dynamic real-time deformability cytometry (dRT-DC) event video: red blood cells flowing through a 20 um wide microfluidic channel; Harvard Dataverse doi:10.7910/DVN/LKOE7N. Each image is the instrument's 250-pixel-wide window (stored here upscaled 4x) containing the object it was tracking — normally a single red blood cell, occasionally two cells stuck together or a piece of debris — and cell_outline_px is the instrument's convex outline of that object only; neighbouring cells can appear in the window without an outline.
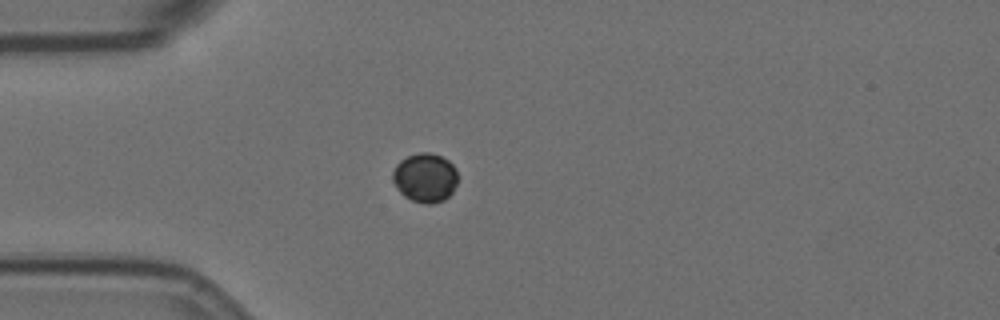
{"species": "Egyptian fruit bat (a non-hibernating species)", "species_latin": "Rousettus aegyptiacus", "temperature_condition": "room temperature", "stored_images_in_passage": 43, "camera_frame_rate_fps": 3000, "um_per_image_px": 0.085, "animal": {"sex": "female"}, "frame": {"image": 1, "passage_image": 1, "time_ms": 0.0, "image_size_px": [1000, 320], "cell_outline_px": [[456, 184], [452, 192], [444, 200], [432, 204], [428, 204], [412, 200], [404, 196], [396, 188], [392, 180], [392, 172], [396, 164], [400, 160], [408, 156], [420, 152], [432, 152], [448, 160], [456, 168]], "centroid_in_image_um": [36.11, 15.09], "position_along_channel_um": 48.9, "area_um2": 18.67}}
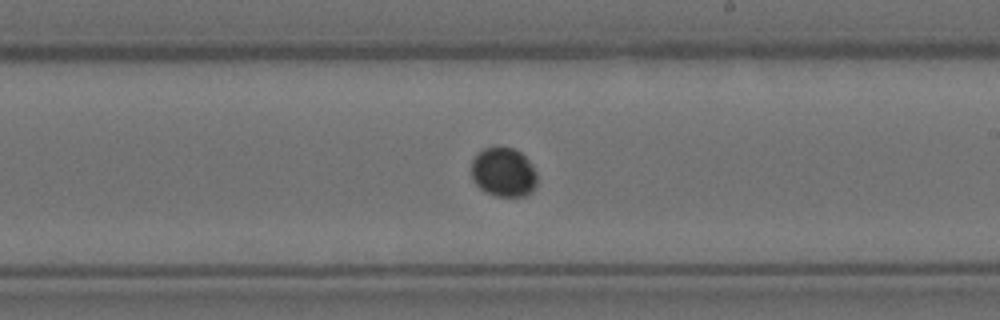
{"frame": {"image": 2, "passage_image": 19, "time_ms": 6.0, "image_size_px": [1000, 320], "cell_outline_px": [[536, 184], [532, 192], [524, 196], [496, 196], [480, 188], [472, 180], [472, 160], [484, 148], [512, 148], [520, 152], [528, 160], [536, 172]], "centroid_in_image_um": [42.8, 14.66], "position_along_channel_um": 246.2, "area_um2": 18.55}}
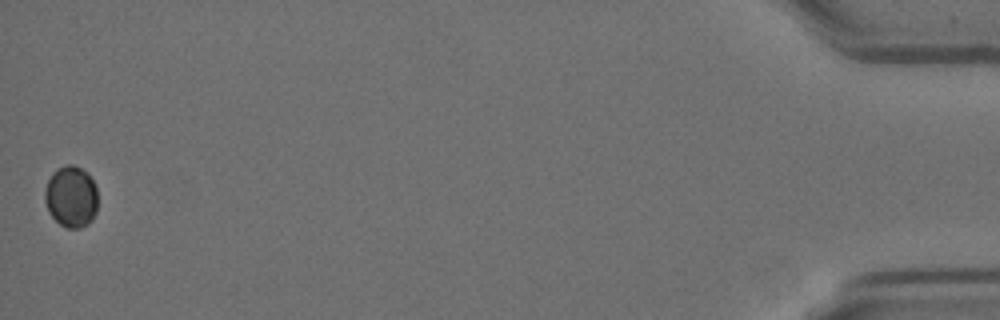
{"frame": {"image": 3, "passage_image": 43, "time_ms": 14.0, "image_size_px": [1000, 320], "cell_outline_px": [[96, 212], [92, 220], [88, 224], [80, 228], [68, 228], [60, 224], [48, 212], [44, 200], [44, 188], [52, 172], [64, 164], [72, 164], [88, 172], [96, 188]], "centroid_in_image_um": [6.02, 16.7], "position_along_channel_um": 429.2, "area_um2": 19.13}}